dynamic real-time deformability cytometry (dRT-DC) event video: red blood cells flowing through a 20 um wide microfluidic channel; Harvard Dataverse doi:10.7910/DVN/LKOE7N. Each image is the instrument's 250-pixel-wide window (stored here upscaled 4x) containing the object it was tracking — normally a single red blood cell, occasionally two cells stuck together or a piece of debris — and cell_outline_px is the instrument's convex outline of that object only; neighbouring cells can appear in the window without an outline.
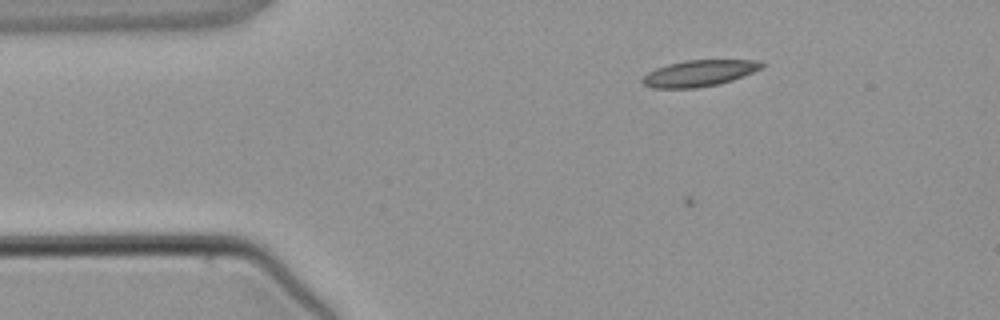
{"species": "common noctule bat (a hibernating species)", "species_latin": "Nyctalus noctula", "temperature_condition": "warm", "stored_images_in_passage": 3, "camera_frame_rate_fps": 3000, "um_per_image_px": 0.085, "animal": {"sex": "male", "body_mass_g": 21.5, "forearm_length_mm": 52.0}, "frame": {"image": 1, "passage_image": 2, "time_ms": 1.0, "image_size_px": [1000, 320], "cell_outline_px": [[768, 64], [764, 68], [732, 80], [720, 84], [696, 88], [652, 88], [644, 84], [640, 80], [648, 72], [656, 68], [668, 64], [688, 60], [756, 60]], "centroid_in_image_um": [59.47, 6.22], "position_along_channel_um": 25.5, "area_um2": 18.38}}